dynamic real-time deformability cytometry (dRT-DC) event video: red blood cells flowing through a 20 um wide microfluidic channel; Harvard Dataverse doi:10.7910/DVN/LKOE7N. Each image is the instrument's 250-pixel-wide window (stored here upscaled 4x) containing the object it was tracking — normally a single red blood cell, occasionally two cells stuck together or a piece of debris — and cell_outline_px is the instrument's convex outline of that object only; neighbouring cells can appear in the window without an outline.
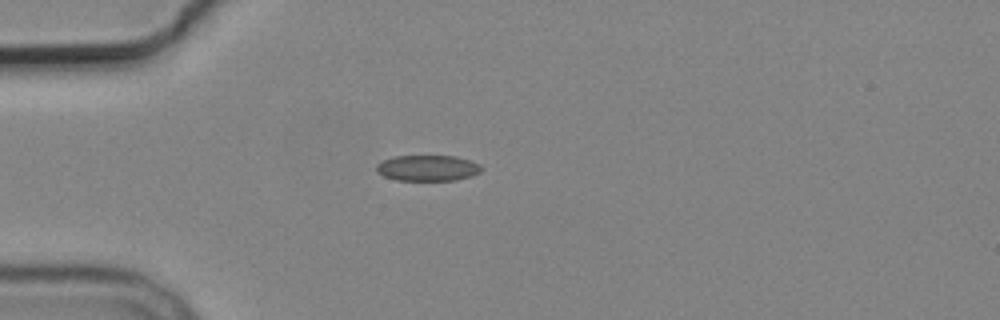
{"species": "common noctule bat (a hibernating species)", "species_latin": "Nyctalus noctula", "temperature_condition": "cold", "stored_images_in_passage": 1, "camera_frame_rate_fps": 3000, "um_per_image_px": 0.085, "animal": {"sex": "male", "body_mass_g": 19.2, "forearm_length_mm": 51.8}, "frame": {"image": 1, "passage_image": 1, "time_ms": 0.0, "image_size_px": [1000, 320], "cell_outline_px": [[484, 168], [480, 172], [472, 176], [456, 180], [396, 180], [384, 176], [376, 172], [376, 164], [392, 156], [456, 156], [480, 164]], "centroid_in_image_um": [36.35, 14.28], "position_along_channel_um": 48.6, "area_um2": 15.9}}